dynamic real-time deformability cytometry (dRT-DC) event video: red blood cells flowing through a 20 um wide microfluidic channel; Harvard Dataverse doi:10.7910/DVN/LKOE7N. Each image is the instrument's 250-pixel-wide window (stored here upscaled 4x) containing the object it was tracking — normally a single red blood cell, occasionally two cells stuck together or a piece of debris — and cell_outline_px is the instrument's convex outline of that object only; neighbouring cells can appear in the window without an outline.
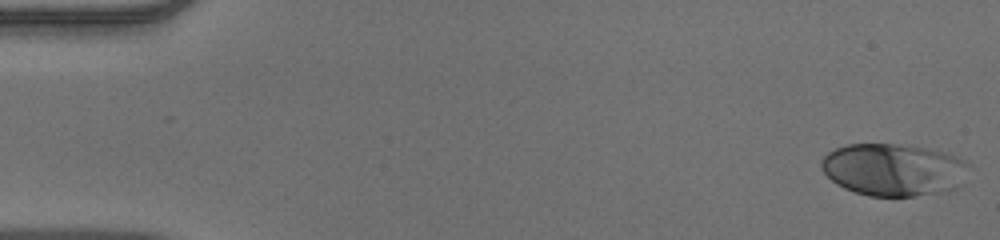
{"species": "human", "species_latin": "Homo sapiens", "temperature_condition": "warm", "stored_images_in_passage": 52, "camera_frame_rate_fps": 3000, "um_per_image_px": 0.085, "donor": {"sex": "male"}, "frame": {"image": 1, "passage_image": 1, "time_ms": 0.0, "image_size_px": [1000, 240], "cell_outline_px": [[968, 164], [960, 184], [956, 188], [944, 192], [916, 196], [868, 196], [844, 188], [836, 184], [820, 168], [820, 160], [828, 152], [836, 148], [848, 144], [892, 144], [924, 148], [944, 152], [956, 156], [964, 160]], "centroid_in_image_um": [75.91, 14.43], "position_along_channel_um": 9.1, "area_um2": 44.8}}
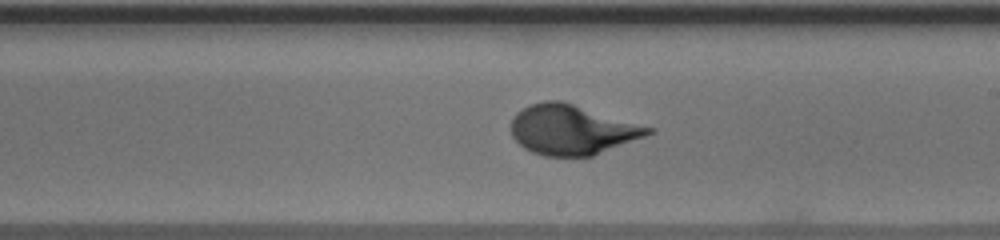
{"frame": {"image": 2, "passage_image": 30, "time_ms": 9.667, "image_size_px": [1000, 240], "cell_outline_px": [[656, 128], [652, 132], [644, 136], [592, 156], [544, 156], [532, 152], [524, 148], [512, 136], [512, 120], [516, 112], [528, 104], [544, 100], [560, 100]], "centroid_in_image_um": [48.6, 11.01], "position_along_channel_um": 240.4, "area_um2": 39.65}}
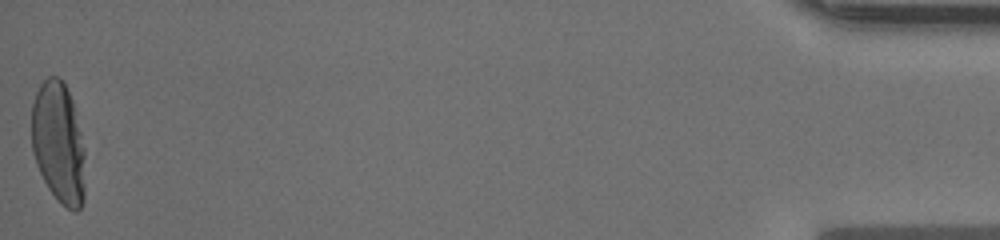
{"frame": {"image": 3, "passage_image": 52, "time_ms": 17.0, "image_size_px": [1000, 240], "cell_outline_px": [[84, 200], [80, 208], [76, 212], [60, 204], [48, 188], [36, 164], [32, 152], [32, 104], [36, 92], [40, 84], [48, 76], [56, 76], [64, 84], [72, 100], [84, 148]], "centroid_in_image_um": [4.96, 12.17], "position_along_channel_um": 430.2, "area_um2": 37.74}, "authors_computed_cell_mechanics": {"area_um2": 39.1884, "velocity_mm_per_s": 3.8999, "shape_relaxation_time_tau1_ms": 3.2874, "shape_relaxation_time_tau2_ms": null, "deformation_change_tau1": 0.2008, "deformation_change_tau2": null}}